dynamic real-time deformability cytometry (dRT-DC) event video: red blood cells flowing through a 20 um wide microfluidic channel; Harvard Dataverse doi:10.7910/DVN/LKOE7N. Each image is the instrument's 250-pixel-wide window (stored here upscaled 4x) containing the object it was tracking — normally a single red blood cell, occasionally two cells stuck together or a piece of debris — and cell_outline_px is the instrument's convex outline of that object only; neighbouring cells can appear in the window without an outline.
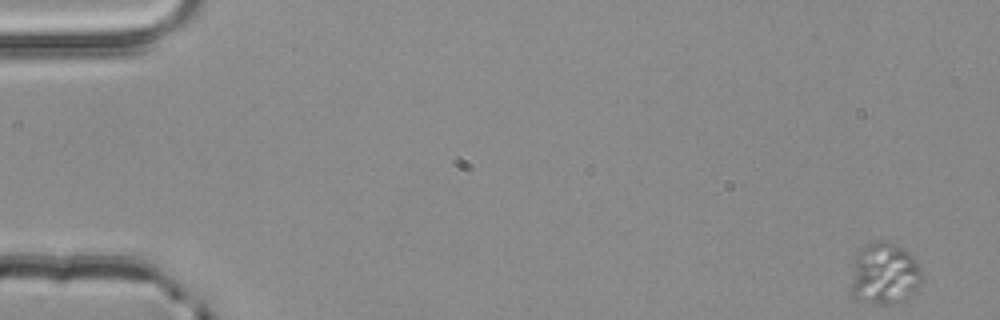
{"species": "common noctule bat (a hibernating species)", "species_latin": "Nyctalus noctula", "temperature_condition": "room temperature", "stored_images_in_passage": 4, "camera_frame_rate_fps": 3000, "um_per_image_px": 0.085, "animal": {"sex": "male", "body_mass_g": 20.4}, "frame": {"image": 1, "passage_image": 1, "time_ms": 0.0, "image_size_px": [1000, 320], "cell_outline_px": [[920, 280], [916, 292], [912, 296], [904, 300], [884, 304], [876, 304], [852, 296], [848, 288], [852, 260], [856, 252], [864, 244], [872, 240], [888, 240], [904, 248], [920, 264]], "centroid_in_image_um": [75.11, 23.22], "position_along_channel_um": 9.9, "area_um2": 26.47}}
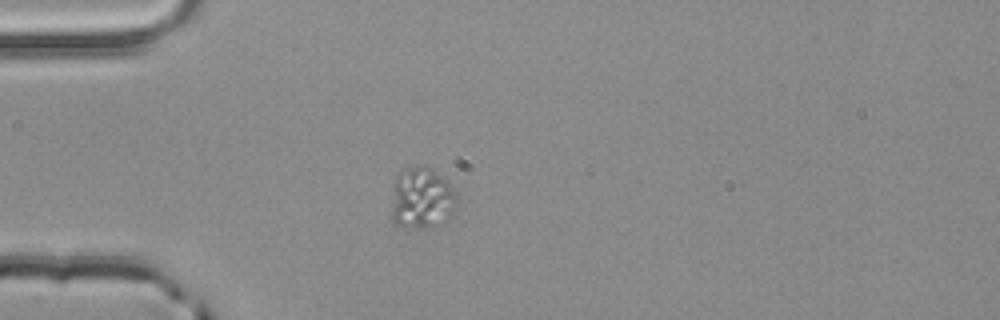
{"frame": {"image": 2, "passage_image": 4, "time_ms": 1.0, "image_size_px": [1000, 320], "cell_outline_px": [[456, 204], [448, 220], [444, 224], [432, 228], [416, 228], [400, 224], [392, 220], [392, 188], [396, 176], [404, 168], [428, 168], [448, 180], [456, 196]], "centroid_in_image_um": [35.86, 16.89], "position_along_channel_um": 49.1, "area_um2": 23.24}}